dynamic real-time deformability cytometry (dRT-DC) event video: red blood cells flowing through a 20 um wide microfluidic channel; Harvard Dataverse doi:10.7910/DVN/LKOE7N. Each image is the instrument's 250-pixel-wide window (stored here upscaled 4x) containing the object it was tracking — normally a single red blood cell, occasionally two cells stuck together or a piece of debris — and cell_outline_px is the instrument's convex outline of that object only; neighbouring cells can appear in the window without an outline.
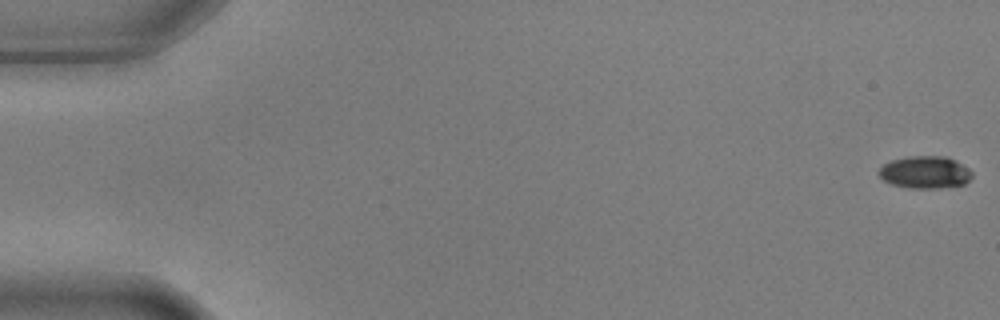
{"species": "common noctule bat (a hibernating species)", "species_latin": "Nyctalus noctula", "temperature_condition": "warm", "stored_images_in_passage": 8, "camera_frame_rate_fps": 3000, "um_per_image_px": 0.085, "animal": {"sex": "male", "body_mass_g": 17.9, "forearm_length_mm": 54.2}, "frame": {"image": 1, "passage_image": 1, "time_ms": 0.0, "image_size_px": [1000, 320], "cell_outline_px": [[972, 176], [964, 184], [940, 188], [908, 188], [892, 184], [884, 180], [876, 172], [884, 164], [892, 160], [908, 156], [944, 156], [956, 160], [968, 168], [972, 172]], "centroid_in_image_um": [78.62, 14.64], "position_along_channel_um": 6.4, "area_um2": 17.57}}
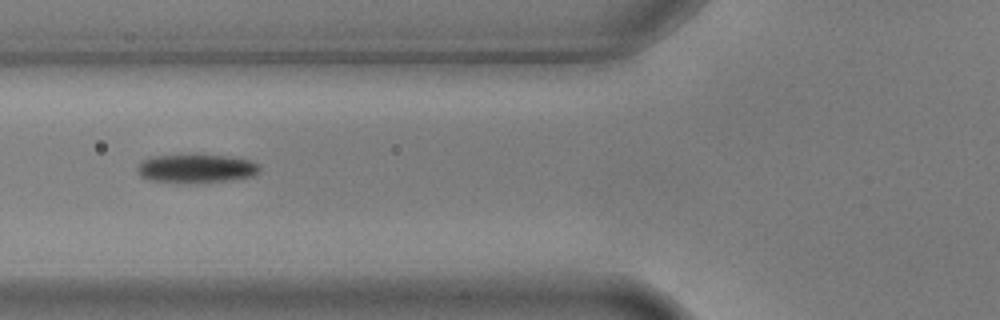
{"frame": {"image": 2, "passage_image": 7, "time_ms": 2.0, "image_size_px": [1000, 320], "cell_outline_px": [[260, 172], [252, 176], [232, 180], [152, 180], [140, 176], [136, 168], [144, 160], [156, 156], [224, 156], [252, 160], [260, 164]], "centroid_in_image_um": [16.77, 14.29], "position_along_channel_um": 109.0, "area_um2": 19.07}}
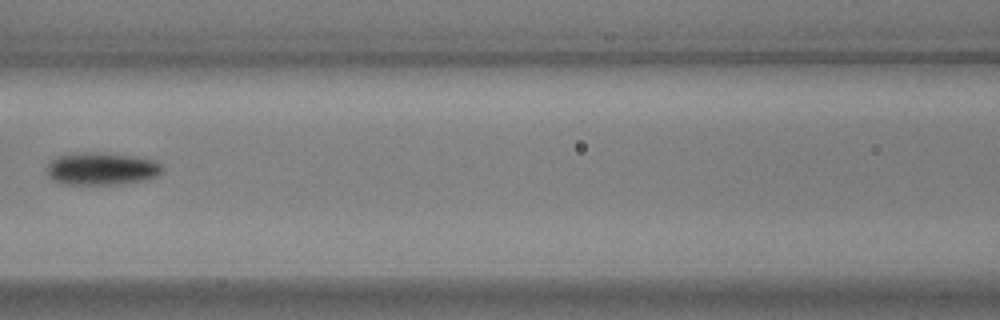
{"frame": {"image": 3, "passage_image": 8, "time_ms": 2.333, "image_size_px": [1000, 320], "cell_outline_px": [[164, 168], [156, 176], [148, 180], [120, 184], [60, 184], [52, 180], [48, 176], [48, 164], [52, 160], [60, 156], [84, 152], [96, 152], [128, 156], [156, 160]], "centroid_in_image_um": [8.65, 14.36], "position_along_channel_um": 158.0, "area_um2": 21.73}}